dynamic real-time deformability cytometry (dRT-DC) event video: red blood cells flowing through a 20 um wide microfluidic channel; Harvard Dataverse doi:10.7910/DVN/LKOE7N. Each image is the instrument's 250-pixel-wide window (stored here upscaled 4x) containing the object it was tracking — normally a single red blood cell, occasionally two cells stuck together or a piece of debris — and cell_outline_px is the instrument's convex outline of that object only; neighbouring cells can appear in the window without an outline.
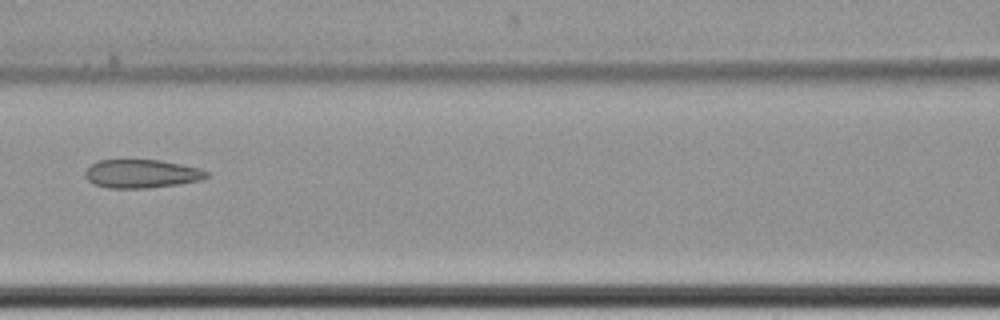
{"species": "common noctule bat (a hibernating species)", "species_latin": "Nyctalus noctula", "temperature_condition": "cold", "stored_images_in_passage": 11, "camera_frame_rate_fps": 3000, "um_per_image_px": 0.085, "animal": {"sex": "female", "body_mass_g": 22.7, "forearm_length_mm": 54.2}, "frame": {"image": 1, "passage_image": 8, "time_ms": 9.333, "image_size_px": [1000, 320], "cell_outline_px": [[208, 176], [200, 180], [176, 184], [148, 188], [108, 188], [92, 184], [84, 176], [84, 172], [92, 164], [100, 160], [160, 160], [200, 168], [208, 172]], "centroid_in_image_um": [12.0, 14.77], "position_along_channel_um": 154.6, "area_um2": 20.06}}
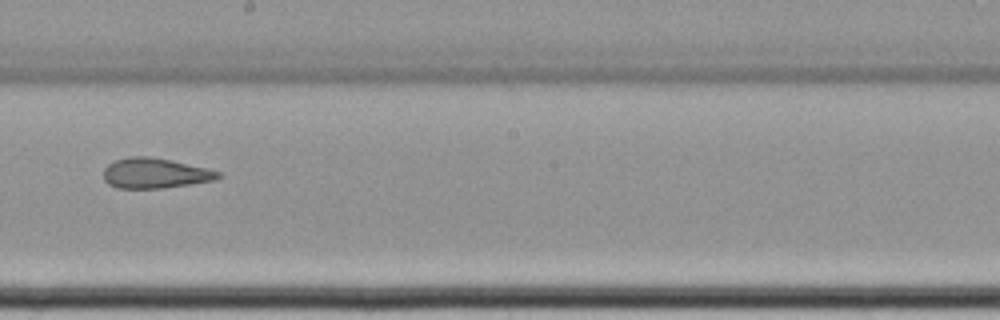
{"frame": {"image": 2, "passage_image": 10, "time_ms": 11.667, "image_size_px": [1000, 320], "cell_outline_px": [[224, 176], [216, 180], [164, 188], [116, 188], [108, 184], [104, 180], [104, 168], [108, 164], [116, 160], [128, 156], [148, 156], [172, 160], [208, 168], [220, 172]], "centroid_in_image_um": [13.2, 14.72], "position_along_channel_um": 235.0, "area_um2": 20.4}}
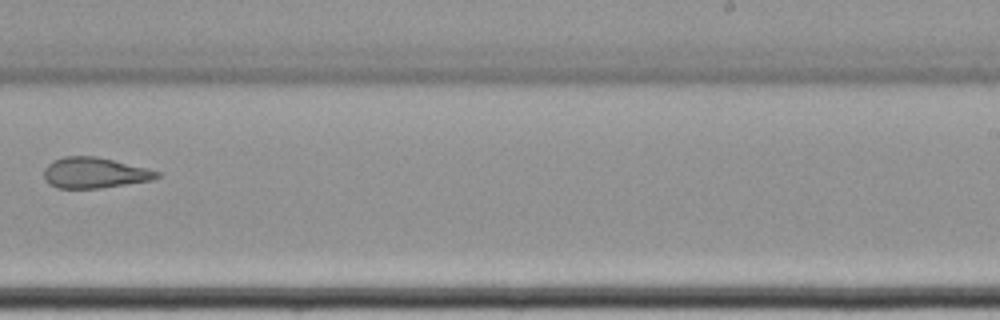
{"frame": {"image": 3, "passage_image": 11, "time_ms": 13.0, "image_size_px": [1000, 320], "cell_outline_px": [[160, 176], [152, 180], [100, 188], [56, 188], [48, 184], [44, 176], [44, 168], [48, 164], [64, 156], [96, 156], [148, 168], [160, 172]], "centroid_in_image_um": [8.03, 14.69], "position_along_channel_um": 281.0, "area_um2": 20.17}}